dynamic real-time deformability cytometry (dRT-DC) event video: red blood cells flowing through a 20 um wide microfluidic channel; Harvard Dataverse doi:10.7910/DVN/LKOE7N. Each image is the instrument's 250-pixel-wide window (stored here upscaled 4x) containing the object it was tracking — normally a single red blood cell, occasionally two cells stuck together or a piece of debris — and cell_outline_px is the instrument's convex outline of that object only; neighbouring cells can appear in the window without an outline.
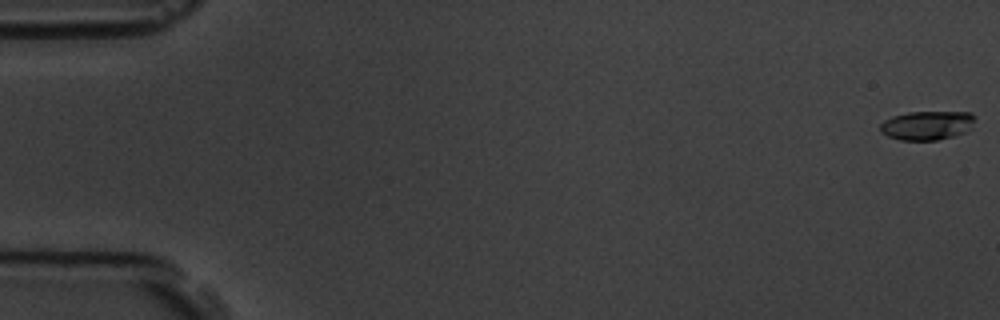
{"species": "common noctule bat (a hibernating species)", "species_latin": "Nyctalus noctula", "temperature_condition": "room temperature", "stored_images_in_passage": 6, "camera_frame_rate_fps": 3000, "um_per_image_px": 0.085, "animal": {"sex": "male", "body_mass_g": 19.5, "forearm_length_mm": 54.6}, "frame": {"image": 1, "passage_image": 1, "time_ms": 0.0, "image_size_px": [1000, 320], "cell_outline_px": [[976, 116], [964, 132], [952, 136], [936, 140], [900, 140], [888, 136], [880, 132], [880, 124], [884, 120], [892, 116], [908, 112], [972, 112]], "centroid_in_image_um": [78.74, 10.65], "position_along_channel_um": 6.3, "area_um2": 15.84}}
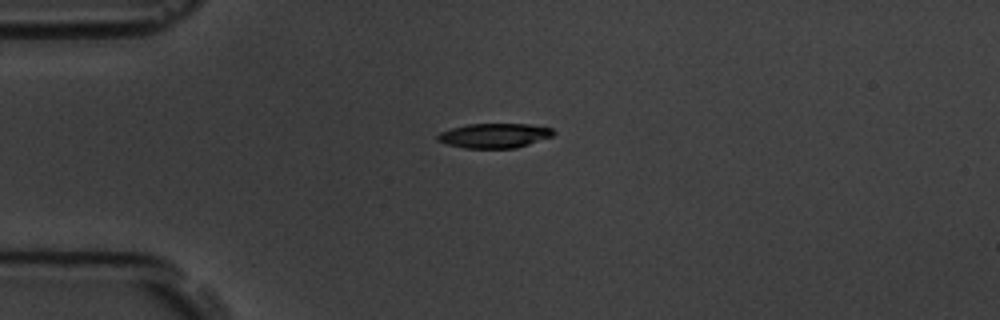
{"frame": {"image": 2, "passage_image": 5, "time_ms": 4.667, "image_size_px": [1000, 320], "cell_outline_px": [[556, 132], [552, 136], [516, 148], [464, 148], [448, 144], [436, 140], [436, 136], [440, 132], [452, 128], [468, 124], [528, 124], [552, 128]], "centroid_in_image_um": [42.01, 11.52], "position_along_channel_um": 43.0, "area_um2": 16.53}}